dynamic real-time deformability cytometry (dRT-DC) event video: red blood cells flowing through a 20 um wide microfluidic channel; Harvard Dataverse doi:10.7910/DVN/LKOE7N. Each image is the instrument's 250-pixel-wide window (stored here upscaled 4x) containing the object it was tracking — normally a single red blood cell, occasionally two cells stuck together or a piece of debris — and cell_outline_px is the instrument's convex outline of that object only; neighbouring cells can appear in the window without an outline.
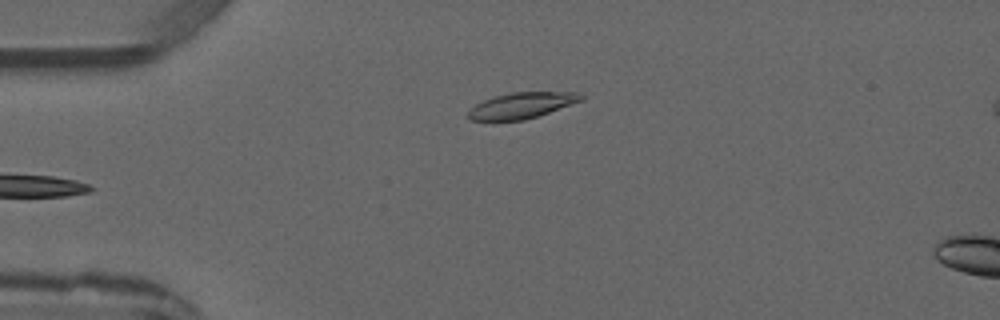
{"species": "common noctule bat (a hibernating species)", "species_latin": "Nyctalus noctula", "temperature_condition": "warm", "stored_images_in_passage": 4, "camera_frame_rate_fps": 3000, "um_per_image_px": 0.085, "animal": {"sex": "male", "forearm_length_mm": 52.5}, "frame": {"image": 1, "passage_image": 4, "time_ms": 4.333, "image_size_px": [1000, 320], "cell_outline_px": [[584, 100], [524, 120], [472, 120], [468, 116], [468, 112], [476, 104], [484, 100], [496, 96], [512, 92], [580, 92], [584, 96]], "centroid_in_image_um": [44.39, 8.95], "position_along_channel_um": 40.6, "area_um2": 16.76}}